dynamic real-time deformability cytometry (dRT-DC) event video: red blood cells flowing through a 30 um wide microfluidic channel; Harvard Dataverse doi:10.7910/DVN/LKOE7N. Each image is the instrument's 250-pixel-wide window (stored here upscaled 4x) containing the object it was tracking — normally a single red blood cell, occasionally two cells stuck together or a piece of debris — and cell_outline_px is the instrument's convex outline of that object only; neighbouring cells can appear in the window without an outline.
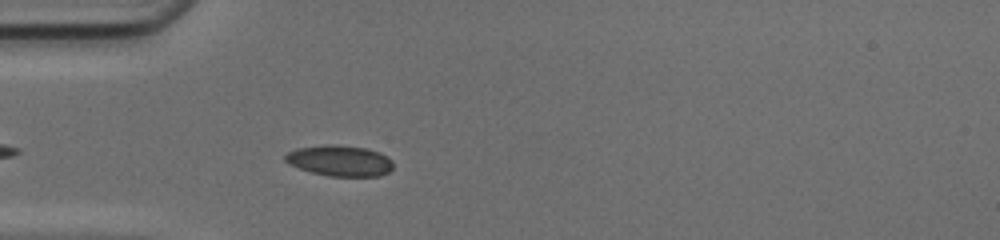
{"species": "common noctule bat (a hibernating species)", "species_latin": "Nyctalus noctula", "temperature_condition": "cold", "stored_images_in_passage": 38, "camera_frame_rate_fps": 3000, "um_per_image_px": 0.085, "animal": {"sex": "female", "body_mass_g": 17.0, "forearm_length_mm": 48.0}, "frame": {"image": 1, "passage_image": 4, "time_ms": 1.0, "image_size_px": [1000, 240], "cell_outline_px": [[392, 168], [388, 172], [380, 176], [328, 176], [312, 172], [300, 168], [284, 160], [284, 156], [288, 152], [300, 148], [324, 144], [336, 144], [364, 148], [380, 152], [388, 156], [392, 160]], "centroid_in_image_um": [28.92, 13.65], "position_along_channel_um": 56.1, "area_um2": 19.31}}
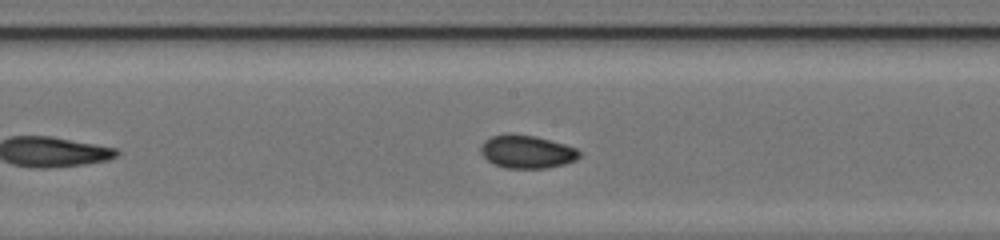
{"frame": {"image": 2, "passage_image": 15, "time_ms": 4.667, "image_size_px": [1000, 240], "cell_outline_px": [[580, 156], [576, 160], [564, 164], [548, 168], [504, 168], [492, 164], [480, 152], [480, 148], [484, 140], [492, 136], [536, 136], [564, 144], [576, 148], [580, 152]], "centroid_in_image_um": [44.8, 12.94], "position_along_channel_um": 203.4, "area_um2": 18.61}}
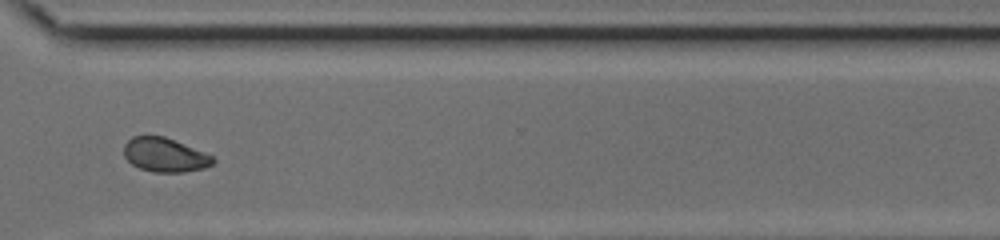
{"frame": {"image": 3, "passage_image": 26, "time_ms": 8.333, "image_size_px": [1000, 240], "cell_outline_px": [[216, 160], [212, 164], [204, 168], [184, 172], [152, 172], [140, 168], [132, 164], [124, 156], [124, 144], [132, 136], [164, 136], [204, 152], [212, 156]], "centroid_in_image_um": [14.0, 13.17], "position_along_channel_um": 356.6, "area_um2": 17.57}, "authors_computed_cell_mechanics": {"area_um2": 18.5538, "velocity_mm_per_s": 4.1831, "shape_relaxation_time_tau1_ms": 9.4492, "shape_relaxation_time_tau2_ms": 1.1799, "deformation_change_tau1": 0.1642, "deformation_change_tau2": 0.0361}}